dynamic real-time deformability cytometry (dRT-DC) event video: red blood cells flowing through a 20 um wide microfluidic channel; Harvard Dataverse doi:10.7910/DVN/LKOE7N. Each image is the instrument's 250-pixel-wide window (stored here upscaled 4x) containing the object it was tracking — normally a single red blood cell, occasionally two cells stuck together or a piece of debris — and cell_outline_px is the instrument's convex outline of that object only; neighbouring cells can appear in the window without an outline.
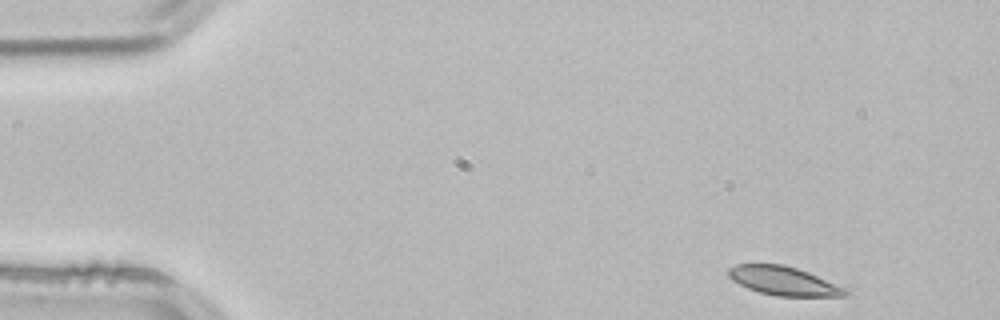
{"species": "common noctule bat (a hibernating species)", "species_latin": "Nyctalus noctula", "temperature_condition": "room temperature", "stored_images_in_passage": 4, "segment_of_instrument_passage": [1, 2], "camera_frame_rate_fps": 3000, "um_per_image_px": 0.085, "animal": {"sex": "male", "body_mass_g": 21.5, "forearm_length_mm": 52.0}, "frame": {"image": 1, "passage_image": 1, "time_ms": 0.0, "image_size_px": [1000, 320], "cell_outline_px": [[848, 292], [844, 296], [776, 296], [760, 292], [748, 288], [732, 280], [728, 276], [728, 268], [736, 264], [784, 264], [808, 272], [848, 288]], "centroid_in_image_um": [66.61, 23.87], "position_along_channel_um": 18.4, "area_um2": 19.59}}
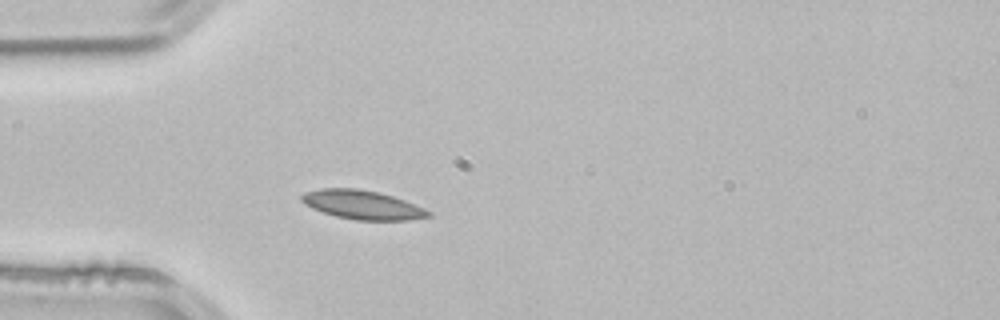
{"frame": {"image": 2, "passage_image": 3, "time_ms": 0.667, "image_size_px": [1000, 320], "cell_outline_px": [[432, 216], [408, 220], [356, 220], [336, 216], [312, 208], [304, 204], [300, 200], [300, 196], [304, 192], [320, 188], [356, 188], [376, 192], [392, 196], [404, 200], [424, 208], [432, 212]], "centroid_in_image_um": [30.78, 17.41], "position_along_channel_um": 54.2, "area_um2": 21.33}}